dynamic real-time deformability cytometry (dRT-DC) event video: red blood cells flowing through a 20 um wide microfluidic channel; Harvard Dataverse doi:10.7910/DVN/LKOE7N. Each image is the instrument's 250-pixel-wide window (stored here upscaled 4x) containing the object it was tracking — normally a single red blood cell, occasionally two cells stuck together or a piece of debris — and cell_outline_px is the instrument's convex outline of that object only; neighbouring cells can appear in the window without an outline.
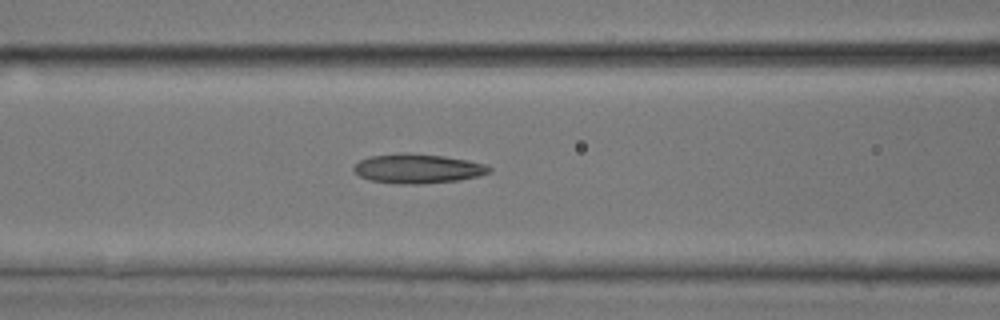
{"species": "common noctule bat (a hibernating species)", "species_latin": "Nyctalus noctula", "temperature_condition": "room temperature", "stored_images_in_passage": 39, "camera_frame_rate_fps": 3000, "um_per_image_px": 0.085, "animal": {"sex": "male", "body_mass_g": 17.9, "forearm_length_mm": 54.2}, "frame": {"image": 1, "passage_image": 19, "time_ms": 6.0, "image_size_px": [1000, 320], "cell_outline_px": [[492, 172], [480, 176], [460, 180], [424, 184], [396, 184], [368, 180], [352, 172], [352, 168], [360, 160], [368, 156], [396, 152], [404, 152], [444, 156], [468, 160], [484, 164], [492, 168]], "centroid_in_image_um": [35.48, 14.33], "position_along_channel_um": 131.1, "area_um2": 23.76}}
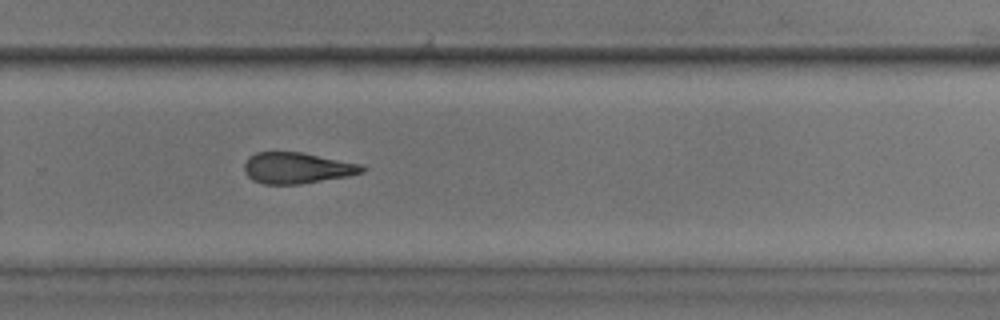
{"frame": {"image": 2, "passage_image": 30, "time_ms": 9.667, "image_size_px": [1000, 320], "cell_outline_px": [[368, 168], [364, 172], [348, 176], [300, 184], [264, 184], [252, 180], [244, 172], [244, 164], [248, 156], [256, 152], [304, 152], [364, 164]], "centroid_in_image_um": [25.28, 14.27], "position_along_channel_um": 304.5, "area_um2": 21.73}}
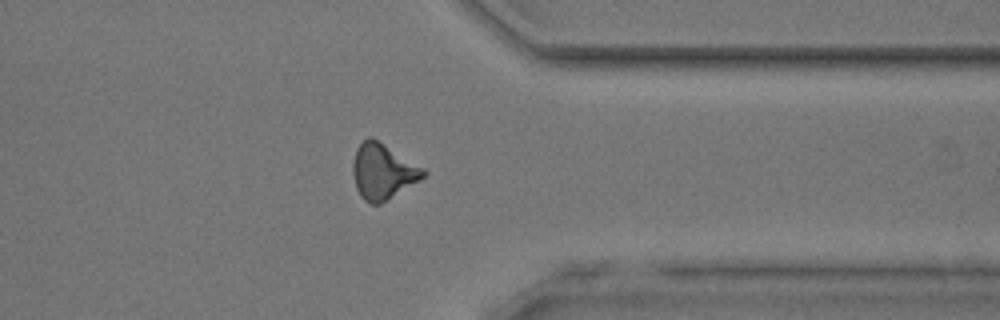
{"frame": {"image": 3, "passage_image": 35, "time_ms": 11.333, "image_size_px": [1000, 320], "cell_outline_px": [[428, 172], [420, 180], [380, 204], [368, 204], [360, 196], [356, 188], [352, 172], [352, 164], [356, 148], [368, 136], [372, 136], [424, 168]], "centroid_in_image_um": [32.52, 14.57], "position_along_channel_um": 378.9, "area_um2": 22.89}}